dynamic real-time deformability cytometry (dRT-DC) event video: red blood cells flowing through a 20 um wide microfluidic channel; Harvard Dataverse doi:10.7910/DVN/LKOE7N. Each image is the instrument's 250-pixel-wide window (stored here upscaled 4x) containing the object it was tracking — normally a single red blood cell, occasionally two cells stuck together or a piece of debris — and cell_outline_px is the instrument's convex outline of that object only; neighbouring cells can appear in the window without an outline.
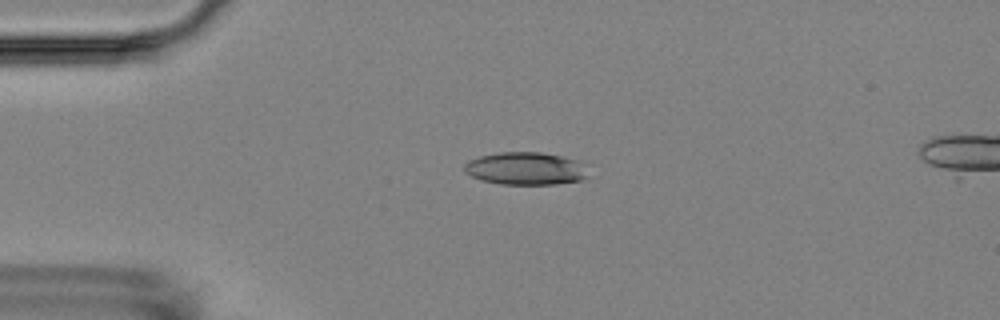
{"species": "Egyptian fruit bat (a non-hibernating species)", "species_latin": "Rousettus aegyptiacus", "temperature_condition": "room temperature", "stored_images_in_passage": 6, "camera_frame_rate_fps": 3000, "um_per_image_px": 0.085, "animal": {"sex": "female"}, "frame": {"image": 1, "passage_image": 4, "time_ms": 3.667, "image_size_px": [1000, 320], "cell_outline_px": [[584, 180], [556, 184], [500, 184], [484, 180], [472, 176], [464, 172], [464, 164], [468, 160], [480, 156], [500, 152], [540, 152], [580, 160], [584, 176]], "centroid_in_image_um": [44.62, 14.32], "position_along_channel_um": 40.4, "area_um2": 23.29}}